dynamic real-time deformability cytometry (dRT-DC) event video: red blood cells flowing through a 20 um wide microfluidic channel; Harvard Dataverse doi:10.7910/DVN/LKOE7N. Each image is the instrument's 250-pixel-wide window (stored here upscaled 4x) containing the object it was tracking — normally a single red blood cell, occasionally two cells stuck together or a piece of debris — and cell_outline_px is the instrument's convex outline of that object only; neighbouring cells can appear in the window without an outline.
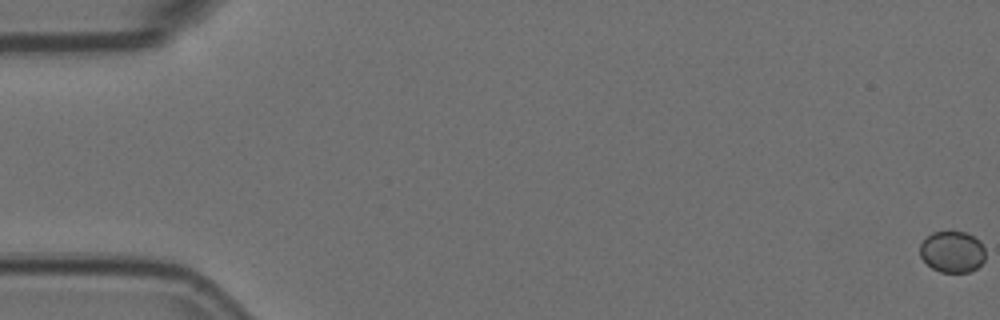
{"species": "Egyptian fruit bat (a non-hibernating species)", "species_latin": "Rousettus aegyptiacus", "temperature_condition": "room temperature", "stored_images_in_passage": 57, "camera_frame_rate_fps": 3000, "um_per_image_px": 0.085, "animal": {"sex": "female"}, "frame": {"image": 1, "passage_image": 1, "time_ms": 0.0, "image_size_px": [1000, 320], "cell_outline_px": [[984, 260], [976, 268], [968, 272], [940, 272], [932, 268], [920, 256], [920, 244], [932, 232], [964, 232], [980, 240], [984, 248]], "centroid_in_image_um": [80.94, 21.4], "position_along_channel_um": 4.1, "area_um2": 15.61}}
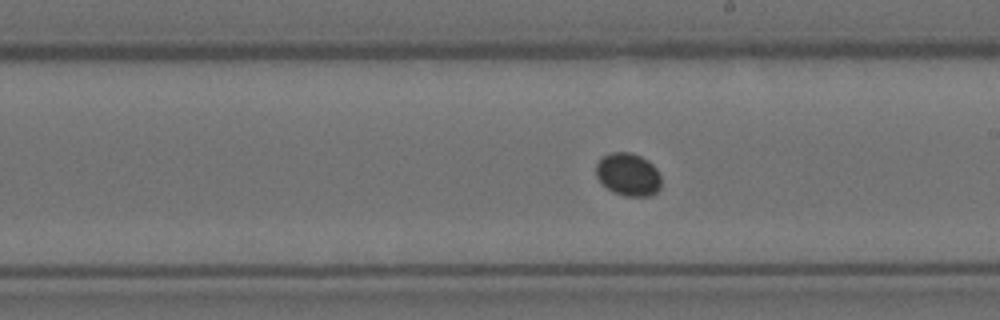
{"frame": {"image": 2, "passage_image": 33, "time_ms": 10.667, "image_size_px": [1000, 320], "cell_outline_px": [[660, 188], [656, 192], [648, 196], [624, 196], [612, 192], [596, 176], [596, 164], [604, 156], [612, 152], [632, 152], [648, 160], [656, 168], [660, 176]], "centroid_in_image_um": [53.4, 14.83], "position_along_channel_um": 235.6, "area_um2": 16.18}}
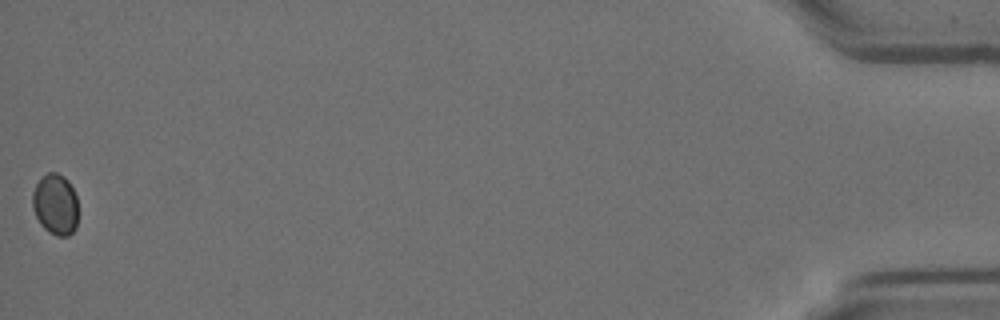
{"frame": {"image": 3, "passage_image": 57, "time_ms": 18.667, "image_size_px": [1000, 320], "cell_outline_px": [[76, 228], [68, 236], [56, 236], [48, 232], [40, 224], [32, 208], [32, 192], [36, 184], [48, 172], [56, 172], [64, 176], [68, 180], [76, 196]], "centroid_in_image_um": [4.69, 17.38], "position_along_channel_um": 430.5, "area_um2": 16.18}}